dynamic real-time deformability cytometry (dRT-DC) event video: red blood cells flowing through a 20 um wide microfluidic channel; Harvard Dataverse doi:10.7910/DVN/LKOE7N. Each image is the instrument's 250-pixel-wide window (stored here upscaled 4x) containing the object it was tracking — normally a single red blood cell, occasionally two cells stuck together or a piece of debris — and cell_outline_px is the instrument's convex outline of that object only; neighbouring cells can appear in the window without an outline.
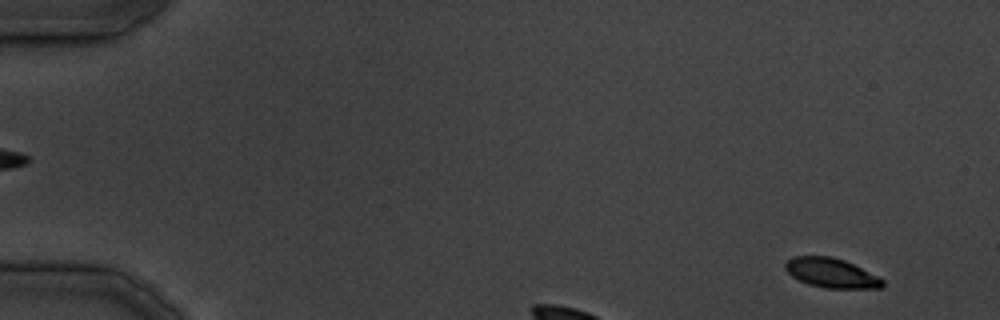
{"species": "common noctule bat (a hibernating species)", "species_latin": "Nyctalus noctula", "temperature_condition": "cold", "stored_images_in_passage": 7, "camera_frame_rate_fps": 3000, "um_per_image_px": 0.085, "animal": {"sex": "male", "body_mass_g": 19.5, "forearm_length_mm": 54.6}, "frame": {"image": 1, "passage_image": 3, "time_ms": 2.333, "image_size_px": [1000, 320], "cell_outline_px": [[884, 284], [880, 288], [824, 288], [808, 284], [792, 276], [784, 268], [784, 264], [792, 256], [832, 256], [844, 260], [884, 280]], "centroid_in_image_um": [70.62, 23.2], "position_along_channel_um": 14.4, "area_um2": 16.53}}